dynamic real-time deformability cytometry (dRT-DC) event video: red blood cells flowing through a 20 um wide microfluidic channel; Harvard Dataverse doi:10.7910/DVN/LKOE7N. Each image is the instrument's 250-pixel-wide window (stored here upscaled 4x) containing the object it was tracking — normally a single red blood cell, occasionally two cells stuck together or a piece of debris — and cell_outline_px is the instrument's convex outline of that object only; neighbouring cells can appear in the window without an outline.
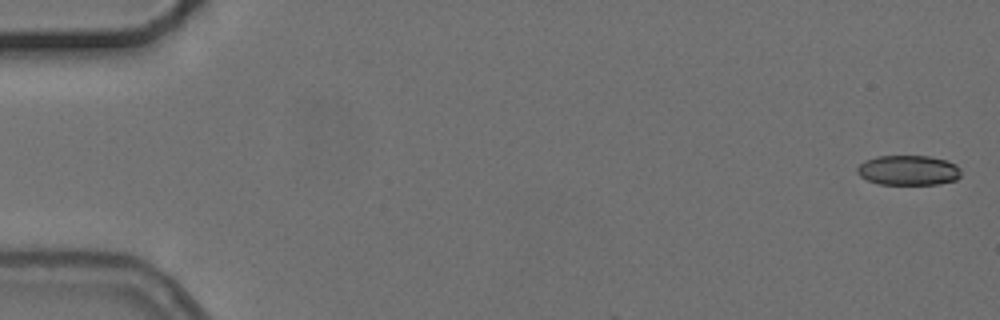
{"species": "common noctule bat (a hibernating species)", "species_latin": "Nyctalus noctula", "temperature_condition": "cold", "stored_images_in_passage": 5, "segment_of_instrument_passage": [2, 2], "camera_frame_rate_fps": 3000, "um_per_image_px": 0.085, "animal": {"sex": "female", "body_mass_g": 24.6, "forearm_length_mm": 56.2}, "frame": {"image": 1, "passage_image": 5, "time_ms": 5.667, "image_size_px": [1000, 320], "cell_outline_px": [[960, 176], [956, 180], [940, 184], [880, 184], [868, 180], [860, 176], [856, 172], [856, 168], [864, 160], [876, 156], [928, 156], [944, 160], [956, 164], [960, 168]], "centroid_in_image_um": [77.2, 14.47], "position_along_channel_um": 7.8, "area_um2": 18.15}}